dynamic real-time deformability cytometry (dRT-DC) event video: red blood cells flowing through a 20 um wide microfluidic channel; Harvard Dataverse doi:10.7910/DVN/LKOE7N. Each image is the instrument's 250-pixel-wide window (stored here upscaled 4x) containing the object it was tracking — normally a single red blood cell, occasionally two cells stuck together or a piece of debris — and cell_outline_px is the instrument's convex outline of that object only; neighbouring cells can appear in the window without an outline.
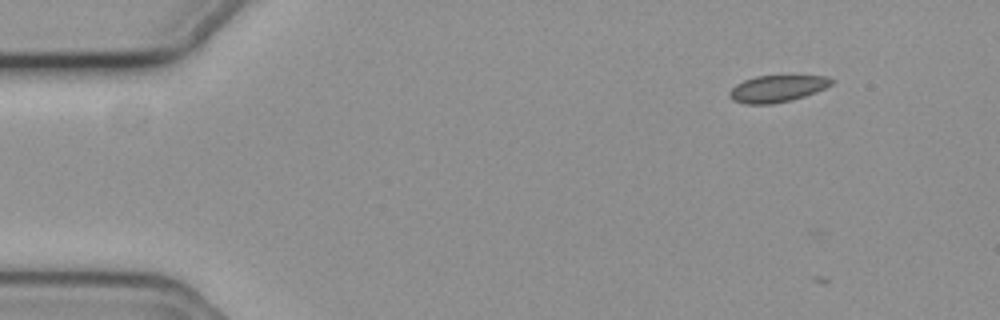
{"species": "common noctule bat (a hibernating species)", "species_latin": "Nyctalus noctula", "temperature_condition": "cold", "stored_images_in_passage": 8, "camera_frame_rate_fps": 3000, "um_per_image_px": 0.085, "animal": {"sex": "female", "body_mass_g": 19.3, "forearm_length_mm": 54.1}, "frame": {"image": 1, "passage_image": 6, "time_ms": 1.667, "image_size_px": [1000, 320], "cell_outline_px": [[836, 80], [832, 84], [816, 92], [792, 100], [772, 104], [744, 104], [732, 100], [728, 96], [728, 92], [736, 84], [744, 80], [756, 76], [828, 76]], "centroid_in_image_um": [66.05, 7.54], "position_along_channel_um": 19.0, "area_um2": 16.01}}